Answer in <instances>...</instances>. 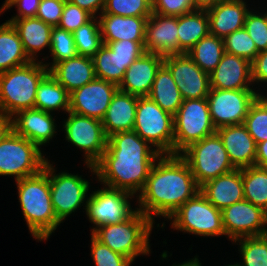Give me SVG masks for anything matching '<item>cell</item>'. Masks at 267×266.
Returning <instances> with one entry per match:
<instances>
[{
	"instance_id": "obj_4",
	"label": "cell",
	"mask_w": 267,
	"mask_h": 266,
	"mask_svg": "<svg viewBox=\"0 0 267 266\" xmlns=\"http://www.w3.org/2000/svg\"><path fill=\"white\" fill-rule=\"evenodd\" d=\"M42 61H31L0 73L1 112L12 117L22 110L34 109L38 85L49 73Z\"/></svg>"
},
{
	"instance_id": "obj_54",
	"label": "cell",
	"mask_w": 267,
	"mask_h": 266,
	"mask_svg": "<svg viewBox=\"0 0 267 266\" xmlns=\"http://www.w3.org/2000/svg\"><path fill=\"white\" fill-rule=\"evenodd\" d=\"M200 260L198 259V256H195L191 260L189 259L188 261H185L183 263H174L172 266H202L201 263L199 262Z\"/></svg>"
},
{
	"instance_id": "obj_18",
	"label": "cell",
	"mask_w": 267,
	"mask_h": 266,
	"mask_svg": "<svg viewBox=\"0 0 267 266\" xmlns=\"http://www.w3.org/2000/svg\"><path fill=\"white\" fill-rule=\"evenodd\" d=\"M144 49L162 56L178 54V16L152 13L146 24Z\"/></svg>"
},
{
	"instance_id": "obj_32",
	"label": "cell",
	"mask_w": 267,
	"mask_h": 266,
	"mask_svg": "<svg viewBox=\"0 0 267 266\" xmlns=\"http://www.w3.org/2000/svg\"><path fill=\"white\" fill-rule=\"evenodd\" d=\"M69 96L67 90L48 73L38 85L34 108L48 113L53 111H69Z\"/></svg>"
},
{
	"instance_id": "obj_22",
	"label": "cell",
	"mask_w": 267,
	"mask_h": 266,
	"mask_svg": "<svg viewBox=\"0 0 267 266\" xmlns=\"http://www.w3.org/2000/svg\"><path fill=\"white\" fill-rule=\"evenodd\" d=\"M216 132L236 169L255 165L257 143L243 124L221 127Z\"/></svg>"
},
{
	"instance_id": "obj_46",
	"label": "cell",
	"mask_w": 267,
	"mask_h": 266,
	"mask_svg": "<svg viewBox=\"0 0 267 266\" xmlns=\"http://www.w3.org/2000/svg\"><path fill=\"white\" fill-rule=\"evenodd\" d=\"M65 0H41L36 17L51 26H58Z\"/></svg>"
},
{
	"instance_id": "obj_23",
	"label": "cell",
	"mask_w": 267,
	"mask_h": 266,
	"mask_svg": "<svg viewBox=\"0 0 267 266\" xmlns=\"http://www.w3.org/2000/svg\"><path fill=\"white\" fill-rule=\"evenodd\" d=\"M245 0H224L206 10L209 17L210 34L220 38L244 27L250 11Z\"/></svg>"
},
{
	"instance_id": "obj_16",
	"label": "cell",
	"mask_w": 267,
	"mask_h": 266,
	"mask_svg": "<svg viewBox=\"0 0 267 266\" xmlns=\"http://www.w3.org/2000/svg\"><path fill=\"white\" fill-rule=\"evenodd\" d=\"M163 64L170 70L183 100L207 98L211 89L210 75L187 53L164 56Z\"/></svg>"
},
{
	"instance_id": "obj_31",
	"label": "cell",
	"mask_w": 267,
	"mask_h": 266,
	"mask_svg": "<svg viewBox=\"0 0 267 266\" xmlns=\"http://www.w3.org/2000/svg\"><path fill=\"white\" fill-rule=\"evenodd\" d=\"M14 26L9 22L0 25V73L30 63Z\"/></svg>"
},
{
	"instance_id": "obj_13",
	"label": "cell",
	"mask_w": 267,
	"mask_h": 266,
	"mask_svg": "<svg viewBox=\"0 0 267 266\" xmlns=\"http://www.w3.org/2000/svg\"><path fill=\"white\" fill-rule=\"evenodd\" d=\"M92 191L87 199L86 215L94 224L91 234L104 225H112L125 221L137 209H132L129 199L134 195L126 191L106 187Z\"/></svg>"
},
{
	"instance_id": "obj_21",
	"label": "cell",
	"mask_w": 267,
	"mask_h": 266,
	"mask_svg": "<svg viewBox=\"0 0 267 266\" xmlns=\"http://www.w3.org/2000/svg\"><path fill=\"white\" fill-rule=\"evenodd\" d=\"M163 60L162 55L145 52L127 68L119 90L139 97L148 96Z\"/></svg>"
},
{
	"instance_id": "obj_55",
	"label": "cell",
	"mask_w": 267,
	"mask_h": 266,
	"mask_svg": "<svg viewBox=\"0 0 267 266\" xmlns=\"http://www.w3.org/2000/svg\"><path fill=\"white\" fill-rule=\"evenodd\" d=\"M225 266H239V265L237 264V262L236 263L234 262V264H230V265L228 264V265H225Z\"/></svg>"
},
{
	"instance_id": "obj_41",
	"label": "cell",
	"mask_w": 267,
	"mask_h": 266,
	"mask_svg": "<svg viewBox=\"0 0 267 266\" xmlns=\"http://www.w3.org/2000/svg\"><path fill=\"white\" fill-rule=\"evenodd\" d=\"M223 40L226 53L243 57L250 62L259 53L254 41L244 27L227 35Z\"/></svg>"
},
{
	"instance_id": "obj_12",
	"label": "cell",
	"mask_w": 267,
	"mask_h": 266,
	"mask_svg": "<svg viewBox=\"0 0 267 266\" xmlns=\"http://www.w3.org/2000/svg\"><path fill=\"white\" fill-rule=\"evenodd\" d=\"M56 171L49 160L51 202L56 218L62 223L81 206L85 205L83 209H86L90 182L78 173L61 171L56 174Z\"/></svg>"
},
{
	"instance_id": "obj_8",
	"label": "cell",
	"mask_w": 267,
	"mask_h": 266,
	"mask_svg": "<svg viewBox=\"0 0 267 266\" xmlns=\"http://www.w3.org/2000/svg\"><path fill=\"white\" fill-rule=\"evenodd\" d=\"M43 151L28 139L11 130L0 141V176L15 181L39 173L48 160Z\"/></svg>"
},
{
	"instance_id": "obj_52",
	"label": "cell",
	"mask_w": 267,
	"mask_h": 266,
	"mask_svg": "<svg viewBox=\"0 0 267 266\" xmlns=\"http://www.w3.org/2000/svg\"><path fill=\"white\" fill-rule=\"evenodd\" d=\"M12 130V118L0 111V141Z\"/></svg>"
},
{
	"instance_id": "obj_43",
	"label": "cell",
	"mask_w": 267,
	"mask_h": 266,
	"mask_svg": "<svg viewBox=\"0 0 267 266\" xmlns=\"http://www.w3.org/2000/svg\"><path fill=\"white\" fill-rule=\"evenodd\" d=\"M249 11L245 18L244 28L254 41L258 52L267 50V21L264 12Z\"/></svg>"
},
{
	"instance_id": "obj_14",
	"label": "cell",
	"mask_w": 267,
	"mask_h": 266,
	"mask_svg": "<svg viewBox=\"0 0 267 266\" xmlns=\"http://www.w3.org/2000/svg\"><path fill=\"white\" fill-rule=\"evenodd\" d=\"M254 89H210L207 96L209 112L216 130L221 127L243 124L251 104L263 92Z\"/></svg>"
},
{
	"instance_id": "obj_17",
	"label": "cell",
	"mask_w": 267,
	"mask_h": 266,
	"mask_svg": "<svg viewBox=\"0 0 267 266\" xmlns=\"http://www.w3.org/2000/svg\"><path fill=\"white\" fill-rule=\"evenodd\" d=\"M118 85L96 78L70 93L69 111L102 120Z\"/></svg>"
},
{
	"instance_id": "obj_39",
	"label": "cell",
	"mask_w": 267,
	"mask_h": 266,
	"mask_svg": "<svg viewBox=\"0 0 267 266\" xmlns=\"http://www.w3.org/2000/svg\"><path fill=\"white\" fill-rule=\"evenodd\" d=\"M52 62L43 63L50 70L56 63L68 60L78 55L73 33L53 26L51 31V44L49 49Z\"/></svg>"
},
{
	"instance_id": "obj_37",
	"label": "cell",
	"mask_w": 267,
	"mask_h": 266,
	"mask_svg": "<svg viewBox=\"0 0 267 266\" xmlns=\"http://www.w3.org/2000/svg\"><path fill=\"white\" fill-rule=\"evenodd\" d=\"M239 245L238 248L242 262H237L239 266H267V237L254 236L243 237L233 241Z\"/></svg>"
},
{
	"instance_id": "obj_29",
	"label": "cell",
	"mask_w": 267,
	"mask_h": 266,
	"mask_svg": "<svg viewBox=\"0 0 267 266\" xmlns=\"http://www.w3.org/2000/svg\"><path fill=\"white\" fill-rule=\"evenodd\" d=\"M148 97L172 116L178 112L183 102L180 90L164 64L156 72Z\"/></svg>"
},
{
	"instance_id": "obj_10",
	"label": "cell",
	"mask_w": 267,
	"mask_h": 266,
	"mask_svg": "<svg viewBox=\"0 0 267 266\" xmlns=\"http://www.w3.org/2000/svg\"><path fill=\"white\" fill-rule=\"evenodd\" d=\"M133 130L161 155L173 154V116L148 96L138 97Z\"/></svg>"
},
{
	"instance_id": "obj_34",
	"label": "cell",
	"mask_w": 267,
	"mask_h": 266,
	"mask_svg": "<svg viewBox=\"0 0 267 266\" xmlns=\"http://www.w3.org/2000/svg\"><path fill=\"white\" fill-rule=\"evenodd\" d=\"M225 53L223 38L208 34L188 52V56L206 73L210 74Z\"/></svg>"
},
{
	"instance_id": "obj_2",
	"label": "cell",
	"mask_w": 267,
	"mask_h": 266,
	"mask_svg": "<svg viewBox=\"0 0 267 266\" xmlns=\"http://www.w3.org/2000/svg\"><path fill=\"white\" fill-rule=\"evenodd\" d=\"M199 191L200 187L186 161L179 154H162L136 198L139 207L136 209L155 223V217L168 219Z\"/></svg>"
},
{
	"instance_id": "obj_27",
	"label": "cell",
	"mask_w": 267,
	"mask_h": 266,
	"mask_svg": "<svg viewBox=\"0 0 267 266\" xmlns=\"http://www.w3.org/2000/svg\"><path fill=\"white\" fill-rule=\"evenodd\" d=\"M49 73L69 94L97 78L92 58L81 55L56 63Z\"/></svg>"
},
{
	"instance_id": "obj_51",
	"label": "cell",
	"mask_w": 267,
	"mask_h": 266,
	"mask_svg": "<svg viewBox=\"0 0 267 266\" xmlns=\"http://www.w3.org/2000/svg\"><path fill=\"white\" fill-rule=\"evenodd\" d=\"M255 165L267 169V140L257 144Z\"/></svg>"
},
{
	"instance_id": "obj_33",
	"label": "cell",
	"mask_w": 267,
	"mask_h": 266,
	"mask_svg": "<svg viewBox=\"0 0 267 266\" xmlns=\"http://www.w3.org/2000/svg\"><path fill=\"white\" fill-rule=\"evenodd\" d=\"M96 77L120 85L127 68L136 59H120L106 44L92 57Z\"/></svg>"
},
{
	"instance_id": "obj_20",
	"label": "cell",
	"mask_w": 267,
	"mask_h": 266,
	"mask_svg": "<svg viewBox=\"0 0 267 266\" xmlns=\"http://www.w3.org/2000/svg\"><path fill=\"white\" fill-rule=\"evenodd\" d=\"M52 113L38 109L22 110L12 118V130L35 143L40 149L57 135V124Z\"/></svg>"
},
{
	"instance_id": "obj_19",
	"label": "cell",
	"mask_w": 267,
	"mask_h": 266,
	"mask_svg": "<svg viewBox=\"0 0 267 266\" xmlns=\"http://www.w3.org/2000/svg\"><path fill=\"white\" fill-rule=\"evenodd\" d=\"M209 75L210 87L213 89H256L252 82L251 62L243 57L225 52Z\"/></svg>"
},
{
	"instance_id": "obj_45",
	"label": "cell",
	"mask_w": 267,
	"mask_h": 266,
	"mask_svg": "<svg viewBox=\"0 0 267 266\" xmlns=\"http://www.w3.org/2000/svg\"><path fill=\"white\" fill-rule=\"evenodd\" d=\"M195 11L193 0H152V13L181 16Z\"/></svg>"
},
{
	"instance_id": "obj_50",
	"label": "cell",
	"mask_w": 267,
	"mask_h": 266,
	"mask_svg": "<svg viewBox=\"0 0 267 266\" xmlns=\"http://www.w3.org/2000/svg\"><path fill=\"white\" fill-rule=\"evenodd\" d=\"M67 1L89 12L93 17H98V15H100L103 11L106 0H67Z\"/></svg>"
},
{
	"instance_id": "obj_38",
	"label": "cell",
	"mask_w": 267,
	"mask_h": 266,
	"mask_svg": "<svg viewBox=\"0 0 267 266\" xmlns=\"http://www.w3.org/2000/svg\"><path fill=\"white\" fill-rule=\"evenodd\" d=\"M243 125L257 144L267 140V97L264 93L251 104Z\"/></svg>"
},
{
	"instance_id": "obj_25",
	"label": "cell",
	"mask_w": 267,
	"mask_h": 266,
	"mask_svg": "<svg viewBox=\"0 0 267 266\" xmlns=\"http://www.w3.org/2000/svg\"><path fill=\"white\" fill-rule=\"evenodd\" d=\"M103 42L131 40L145 41L146 24L149 17H124L100 14L98 17Z\"/></svg>"
},
{
	"instance_id": "obj_1",
	"label": "cell",
	"mask_w": 267,
	"mask_h": 266,
	"mask_svg": "<svg viewBox=\"0 0 267 266\" xmlns=\"http://www.w3.org/2000/svg\"><path fill=\"white\" fill-rule=\"evenodd\" d=\"M160 155L134 130L114 133L108 137L106 150L94 165L96 180L137 197Z\"/></svg>"
},
{
	"instance_id": "obj_28",
	"label": "cell",
	"mask_w": 267,
	"mask_h": 266,
	"mask_svg": "<svg viewBox=\"0 0 267 266\" xmlns=\"http://www.w3.org/2000/svg\"><path fill=\"white\" fill-rule=\"evenodd\" d=\"M16 29L25 53L32 61H38L39 52L51 44L53 26L37 17L6 20Z\"/></svg>"
},
{
	"instance_id": "obj_35",
	"label": "cell",
	"mask_w": 267,
	"mask_h": 266,
	"mask_svg": "<svg viewBox=\"0 0 267 266\" xmlns=\"http://www.w3.org/2000/svg\"><path fill=\"white\" fill-rule=\"evenodd\" d=\"M244 199L267 213V169L256 165L242 168Z\"/></svg>"
},
{
	"instance_id": "obj_44",
	"label": "cell",
	"mask_w": 267,
	"mask_h": 266,
	"mask_svg": "<svg viewBox=\"0 0 267 266\" xmlns=\"http://www.w3.org/2000/svg\"><path fill=\"white\" fill-rule=\"evenodd\" d=\"M92 18L93 16L89 12L65 0L58 27L73 33L80 26L89 22Z\"/></svg>"
},
{
	"instance_id": "obj_36",
	"label": "cell",
	"mask_w": 267,
	"mask_h": 266,
	"mask_svg": "<svg viewBox=\"0 0 267 266\" xmlns=\"http://www.w3.org/2000/svg\"><path fill=\"white\" fill-rule=\"evenodd\" d=\"M78 55L92 58L104 45L97 17L73 32Z\"/></svg>"
},
{
	"instance_id": "obj_5",
	"label": "cell",
	"mask_w": 267,
	"mask_h": 266,
	"mask_svg": "<svg viewBox=\"0 0 267 266\" xmlns=\"http://www.w3.org/2000/svg\"><path fill=\"white\" fill-rule=\"evenodd\" d=\"M154 222L138 209L125 221L97 228L91 235L132 262L140 255H149L150 234Z\"/></svg>"
},
{
	"instance_id": "obj_49",
	"label": "cell",
	"mask_w": 267,
	"mask_h": 266,
	"mask_svg": "<svg viewBox=\"0 0 267 266\" xmlns=\"http://www.w3.org/2000/svg\"><path fill=\"white\" fill-rule=\"evenodd\" d=\"M253 84L267 86V50L259 52L251 62Z\"/></svg>"
},
{
	"instance_id": "obj_53",
	"label": "cell",
	"mask_w": 267,
	"mask_h": 266,
	"mask_svg": "<svg viewBox=\"0 0 267 266\" xmlns=\"http://www.w3.org/2000/svg\"><path fill=\"white\" fill-rule=\"evenodd\" d=\"M224 0H193L195 10H208Z\"/></svg>"
},
{
	"instance_id": "obj_9",
	"label": "cell",
	"mask_w": 267,
	"mask_h": 266,
	"mask_svg": "<svg viewBox=\"0 0 267 266\" xmlns=\"http://www.w3.org/2000/svg\"><path fill=\"white\" fill-rule=\"evenodd\" d=\"M173 154H180L191 144L216 132L207 98L183 100L173 116Z\"/></svg>"
},
{
	"instance_id": "obj_15",
	"label": "cell",
	"mask_w": 267,
	"mask_h": 266,
	"mask_svg": "<svg viewBox=\"0 0 267 266\" xmlns=\"http://www.w3.org/2000/svg\"><path fill=\"white\" fill-rule=\"evenodd\" d=\"M225 237L232 242L243 237L263 236L267 213L247 200L236 202L222 210Z\"/></svg>"
},
{
	"instance_id": "obj_26",
	"label": "cell",
	"mask_w": 267,
	"mask_h": 266,
	"mask_svg": "<svg viewBox=\"0 0 267 266\" xmlns=\"http://www.w3.org/2000/svg\"><path fill=\"white\" fill-rule=\"evenodd\" d=\"M138 97L119 89L116 91L101 120L107 137L117 132L134 129Z\"/></svg>"
},
{
	"instance_id": "obj_40",
	"label": "cell",
	"mask_w": 267,
	"mask_h": 266,
	"mask_svg": "<svg viewBox=\"0 0 267 266\" xmlns=\"http://www.w3.org/2000/svg\"><path fill=\"white\" fill-rule=\"evenodd\" d=\"M101 14L149 17L152 15V0H106Z\"/></svg>"
},
{
	"instance_id": "obj_24",
	"label": "cell",
	"mask_w": 267,
	"mask_h": 266,
	"mask_svg": "<svg viewBox=\"0 0 267 266\" xmlns=\"http://www.w3.org/2000/svg\"><path fill=\"white\" fill-rule=\"evenodd\" d=\"M200 192L220 210L244 200L242 169H234L206 182Z\"/></svg>"
},
{
	"instance_id": "obj_47",
	"label": "cell",
	"mask_w": 267,
	"mask_h": 266,
	"mask_svg": "<svg viewBox=\"0 0 267 266\" xmlns=\"http://www.w3.org/2000/svg\"><path fill=\"white\" fill-rule=\"evenodd\" d=\"M103 43L115 52L120 59H138L146 52L144 42L121 40Z\"/></svg>"
},
{
	"instance_id": "obj_3",
	"label": "cell",
	"mask_w": 267,
	"mask_h": 266,
	"mask_svg": "<svg viewBox=\"0 0 267 266\" xmlns=\"http://www.w3.org/2000/svg\"><path fill=\"white\" fill-rule=\"evenodd\" d=\"M18 202L29 232L37 241H47L61 222L56 218L50 194L49 160L39 173L15 182Z\"/></svg>"
},
{
	"instance_id": "obj_6",
	"label": "cell",
	"mask_w": 267,
	"mask_h": 266,
	"mask_svg": "<svg viewBox=\"0 0 267 266\" xmlns=\"http://www.w3.org/2000/svg\"><path fill=\"white\" fill-rule=\"evenodd\" d=\"M179 155L188 164L199 187L236 169L217 132L191 144Z\"/></svg>"
},
{
	"instance_id": "obj_42",
	"label": "cell",
	"mask_w": 267,
	"mask_h": 266,
	"mask_svg": "<svg viewBox=\"0 0 267 266\" xmlns=\"http://www.w3.org/2000/svg\"><path fill=\"white\" fill-rule=\"evenodd\" d=\"M91 257L95 266H131L132 261L126 256L112 251L91 235Z\"/></svg>"
},
{
	"instance_id": "obj_48",
	"label": "cell",
	"mask_w": 267,
	"mask_h": 266,
	"mask_svg": "<svg viewBox=\"0 0 267 266\" xmlns=\"http://www.w3.org/2000/svg\"><path fill=\"white\" fill-rule=\"evenodd\" d=\"M41 0H5L0 8V14L13 6L17 7V14L11 19L36 17Z\"/></svg>"
},
{
	"instance_id": "obj_7",
	"label": "cell",
	"mask_w": 267,
	"mask_h": 266,
	"mask_svg": "<svg viewBox=\"0 0 267 266\" xmlns=\"http://www.w3.org/2000/svg\"><path fill=\"white\" fill-rule=\"evenodd\" d=\"M173 230L204 237L225 236L222 210L217 209L199 191L169 218Z\"/></svg>"
},
{
	"instance_id": "obj_11",
	"label": "cell",
	"mask_w": 267,
	"mask_h": 266,
	"mask_svg": "<svg viewBox=\"0 0 267 266\" xmlns=\"http://www.w3.org/2000/svg\"><path fill=\"white\" fill-rule=\"evenodd\" d=\"M67 113L68 118L64 120L62 126L65 139L84 152V164L95 175L94 165L102 157L108 141L102 121L70 111Z\"/></svg>"
},
{
	"instance_id": "obj_30",
	"label": "cell",
	"mask_w": 267,
	"mask_h": 266,
	"mask_svg": "<svg viewBox=\"0 0 267 266\" xmlns=\"http://www.w3.org/2000/svg\"><path fill=\"white\" fill-rule=\"evenodd\" d=\"M209 33V17L206 10H195L178 16V54L187 53Z\"/></svg>"
}]
</instances>
